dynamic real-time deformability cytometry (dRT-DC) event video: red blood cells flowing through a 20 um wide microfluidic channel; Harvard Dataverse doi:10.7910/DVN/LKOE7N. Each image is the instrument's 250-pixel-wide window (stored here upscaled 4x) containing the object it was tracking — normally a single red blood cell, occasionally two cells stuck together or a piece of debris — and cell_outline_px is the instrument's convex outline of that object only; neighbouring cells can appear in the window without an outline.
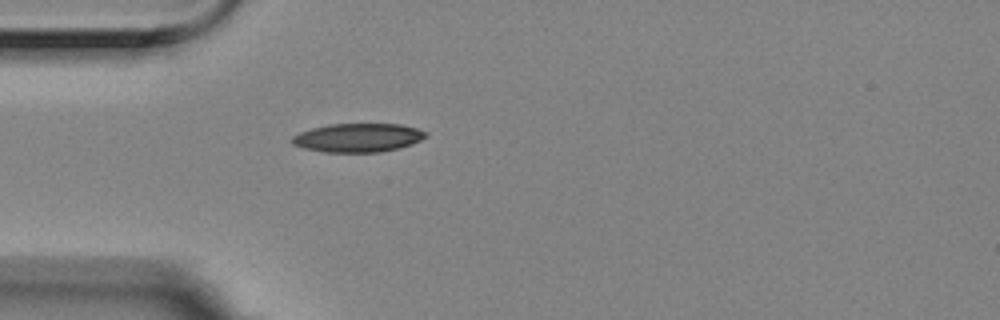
{"species": "Egyptian fruit bat (a non-hibernating species)", "species_latin": "Rousettus aegyptiacus", "temperature_condition": "room temperature", "stored_images_in_passage": 1, "camera_frame_rate_fps": 3000, "um_per_image_px": 0.085, "animal": {"sex": "female"}, "frame": {"image": 1, "passage_image": 1, "time_ms": 0.0, "image_size_px": [1000, 320], "cell_outline_px": [[428, 136], [412, 144], [400, 148], [380, 152], [324, 152], [304, 148], [292, 144], [288, 140], [292, 136], [300, 132], [312, 128], [328, 124], [400, 124], [416, 128], [428, 132]], "centroid_in_image_um": [30.42, 11.7], "position_along_channel_um": 54.6, "area_um2": 22.54}}